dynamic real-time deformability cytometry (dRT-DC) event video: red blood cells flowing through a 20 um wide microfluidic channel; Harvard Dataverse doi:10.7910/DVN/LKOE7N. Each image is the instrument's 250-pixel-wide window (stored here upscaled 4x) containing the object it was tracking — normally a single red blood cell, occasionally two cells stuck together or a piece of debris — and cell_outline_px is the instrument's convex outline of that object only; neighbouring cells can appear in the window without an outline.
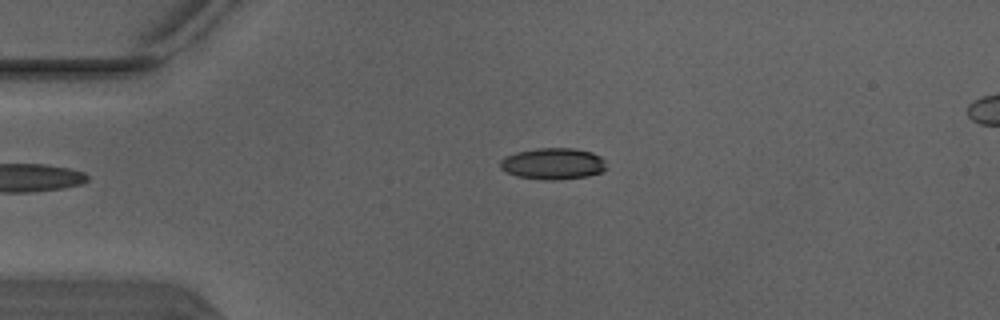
{"species": "Egyptian fruit bat (a non-hibernating species)", "species_latin": "Rousettus aegyptiacus", "temperature_condition": "warm", "stored_images_in_passage": 4, "camera_frame_rate_fps": 3000, "um_per_image_px": 0.085, "animal": {"sex": "male"}, "frame": {"image": 1, "passage_image": 4, "time_ms": 1.0, "image_size_px": [1000, 320], "cell_outline_px": [[608, 168], [600, 172], [588, 176], [552, 180], [544, 180], [516, 176], [500, 168], [500, 160], [516, 152], [536, 148], [576, 148], [592, 152], [600, 156], [604, 160]], "centroid_in_image_um": [47.03, 13.91], "position_along_channel_um": 38.0, "area_um2": 19.48}}